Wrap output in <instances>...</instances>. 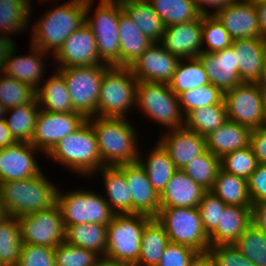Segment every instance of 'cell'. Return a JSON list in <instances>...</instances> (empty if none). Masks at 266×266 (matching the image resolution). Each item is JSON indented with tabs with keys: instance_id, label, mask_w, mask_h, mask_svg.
Returning <instances> with one entry per match:
<instances>
[{
	"instance_id": "obj_1",
	"label": "cell",
	"mask_w": 266,
	"mask_h": 266,
	"mask_svg": "<svg viewBox=\"0 0 266 266\" xmlns=\"http://www.w3.org/2000/svg\"><path fill=\"white\" fill-rule=\"evenodd\" d=\"M98 143L104 166H118L135 163L139 159L138 132L127 118L99 117L87 118Z\"/></svg>"
},
{
	"instance_id": "obj_2",
	"label": "cell",
	"mask_w": 266,
	"mask_h": 266,
	"mask_svg": "<svg viewBox=\"0 0 266 266\" xmlns=\"http://www.w3.org/2000/svg\"><path fill=\"white\" fill-rule=\"evenodd\" d=\"M86 0H68L36 20L32 28L31 43L54 55L66 38L85 24Z\"/></svg>"
},
{
	"instance_id": "obj_3",
	"label": "cell",
	"mask_w": 266,
	"mask_h": 266,
	"mask_svg": "<svg viewBox=\"0 0 266 266\" xmlns=\"http://www.w3.org/2000/svg\"><path fill=\"white\" fill-rule=\"evenodd\" d=\"M42 171L37 176L0 183V196L9 216L26 214L51 208L57 203L58 188Z\"/></svg>"
},
{
	"instance_id": "obj_4",
	"label": "cell",
	"mask_w": 266,
	"mask_h": 266,
	"mask_svg": "<svg viewBox=\"0 0 266 266\" xmlns=\"http://www.w3.org/2000/svg\"><path fill=\"white\" fill-rule=\"evenodd\" d=\"M46 156L85 177L97 175L104 166L95 132L87 120L75 132L61 139Z\"/></svg>"
},
{
	"instance_id": "obj_5",
	"label": "cell",
	"mask_w": 266,
	"mask_h": 266,
	"mask_svg": "<svg viewBox=\"0 0 266 266\" xmlns=\"http://www.w3.org/2000/svg\"><path fill=\"white\" fill-rule=\"evenodd\" d=\"M94 1L86 0L85 23L95 36L99 59L104 64L121 67L118 22L123 8L116 1L99 0L94 16H91Z\"/></svg>"
},
{
	"instance_id": "obj_6",
	"label": "cell",
	"mask_w": 266,
	"mask_h": 266,
	"mask_svg": "<svg viewBox=\"0 0 266 266\" xmlns=\"http://www.w3.org/2000/svg\"><path fill=\"white\" fill-rule=\"evenodd\" d=\"M137 84L129 67L110 66L101 81L96 116L127 118L130 109L136 108Z\"/></svg>"
},
{
	"instance_id": "obj_7",
	"label": "cell",
	"mask_w": 266,
	"mask_h": 266,
	"mask_svg": "<svg viewBox=\"0 0 266 266\" xmlns=\"http://www.w3.org/2000/svg\"><path fill=\"white\" fill-rule=\"evenodd\" d=\"M135 106L147 118L173 130L185 125L178 96L169 83L138 81Z\"/></svg>"
},
{
	"instance_id": "obj_8",
	"label": "cell",
	"mask_w": 266,
	"mask_h": 266,
	"mask_svg": "<svg viewBox=\"0 0 266 266\" xmlns=\"http://www.w3.org/2000/svg\"><path fill=\"white\" fill-rule=\"evenodd\" d=\"M151 219L142 214L114 215L107 225L104 258L135 266L139 259L143 230Z\"/></svg>"
},
{
	"instance_id": "obj_9",
	"label": "cell",
	"mask_w": 266,
	"mask_h": 266,
	"mask_svg": "<svg viewBox=\"0 0 266 266\" xmlns=\"http://www.w3.org/2000/svg\"><path fill=\"white\" fill-rule=\"evenodd\" d=\"M156 219L165 228L169 242L188 246L200 255L210 247L198 207L160 208Z\"/></svg>"
},
{
	"instance_id": "obj_10",
	"label": "cell",
	"mask_w": 266,
	"mask_h": 266,
	"mask_svg": "<svg viewBox=\"0 0 266 266\" xmlns=\"http://www.w3.org/2000/svg\"><path fill=\"white\" fill-rule=\"evenodd\" d=\"M57 204L64 225L97 223L108 225L115 215L103 194L80 189L69 192L57 191Z\"/></svg>"
},
{
	"instance_id": "obj_11",
	"label": "cell",
	"mask_w": 266,
	"mask_h": 266,
	"mask_svg": "<svg viewBox=\"0 0 266 266\" xmlns=\"http://www.w3.org/2000/svg\"><path fill=\"white\" fill-rule=\"evenodd\" d=\"M109 67L110 65H91L55 70L66 82L74 110L86 118L96 116L101 81Z\"/></svg>"
},
{
	"instance_id": "obj_12",
	"label": "cell",
	"mask_w": 266,
	"mask_h": 266,
	"mask_svg": "<svg viewBox=\"0 0 266 266\" xmlns=\"http://www.w3.org/2000/svg\"><path fill=\"white\" fill-rule=\"evenodd\" d=\"M17 219L23 244L56 248L64 242L65 227L57 203L49 209L26 214Z\"/></svg>"
},
{
	"instance_id": "obj_13",
	"label": "cell",
	"mask_w": 266,
	"mask_h": 266,
	"mask_svg": "<svg viewBox=\"0 0 266 266\" xmlns=\"http://www.w3.org/2000/svg\"><path fill=\"white\" fill-rule=\"evenodd\" d=\"M265 94L257 82L243 81L224 93L228 120L237 122L251 130L261 127Z\"/></svg>"
},
{
	"instance_id": "obj_14",
	"label": "cell",
	"mask_w": 266,
	"mask_h": 266,
	"mask_svg": "<svg viewBox=\"0 0 266 266\" xmlns=\"http://www.w3.org/2000/svg\"><path fill=\"white\" fill-rule=\"evenodd\" d=\"M87 118L79 112H48L40 109L31 144L44 156L64 137L80 128Z\"/></svg>"
},
{
	"instance_id": "obj_15",
	"label": "cell",
	"mask_w": 266,
	"mask_h": 266,
	"mask_svg": "<svg viewBox=\"0 0 266 266\" xmlns=\"http://www.w3.org/2000/svg\"><path fill=\"white\" fill-rule=\"evenodd\" d=\"M53 56L56 68L107 65L99 59L95 36L86 23L71 33Z\"/></svg>"
},
{
	"instance_id": "obj_16",
	"label": "cell",
	"mask_w": 266,
	"mask_h": 266,
	"mask_svg": "<svg viewBox=\"0 0 266 266\" xmlns=\"http://www.w3.org/2000/svg\"><path fill=\"white\" fill-rule=\"evenodd\" d=\"M180 60L154 42L129 68L138 81L169 83Z\"/></svg>"
},
{
	"instance_id": "obj_17",
	"label": "cell",
	"mask_w": 266,
	"mask_h": 266,
	"mask_svg": "<svg viewBox=\"0 0 266 266\" xmlns=\"http://www.w3.org/2000/svg\"><path fill=\"white\" fill-rule=\"evenodd\" d=\"M35 146L27 142H16L0 149V183L22 180L37 176L42 172L36 162ZM35 154V156H34Z\"/></svg>"
},
{
	"instance_id": "obj_18",
	"label": "cell",
	"mask_w": 266,
	"mask_h": 266,
	"mask_svg": "<svg viewBox=\"0 0 266 266\" xmlns=\"http://www.w3.org/2000/svg\"><path fill=\"white\" fill-rule=\"evenodd\" d=\"M117 167L125 174L132 194V214L156 218L160 211V196L154 190L144 168L138 161Z\"/></svg>"
},
{
	"instance_id": "obj_19",
	"label": "cell",
	"mask_w": 266,
	"mask_h": 266,
	"mask_svg": "<svg viewBox=\"0 0 266 266\" xmlns=\"http://www.w3.org/2000/svg\"><path fill=\"white\" fill-rule=\"evenodd\" d=\"M159 43L180 59L198 57L202 53V15L189 22L165 27Z\"/></svg>"
},
{
	"instance_id": "obj_20",
	"label": "cell",
	"mask_w": 266,
	"mask_h": 266,
	"mask_svg": "<svg viewBox=\"0 0 266 266\" xmlns=\"http://www.w3.org/2000/svg\"><path fill=\"white\" fill-rule=\"evenodd\" d=\"M158 142L168 152L175 167L180 170L207 150L205 137L185 126L165 131Z\"/></svg>"
},
{
	"instance_id": "obj_21",
	"label": "cell",
	"mask_w": 266,
	"mask_h": 266,
	"mask_svg": "<svg viewBox=\"0 0 266 266\" xmlns=\"http://www.w3.org/2000/svg\"><path fill=\"white\" fill-rule=\"evenodd\" d=\"M215 16L233 40L260 37L256 6L250 0H237L219 10Z\"/></svg>"
},
{
	"instance_id": "obj_22",
	"label": "cell",
	"mask_w": 266,
	"mask_h": 266,
	"mask_svg": "<svg viewBox=\"0 0 266 266\" xmlns=\"http://www.w3.org/2000/svg\"><path fill=\"white\" fill-rule=\"evenodd\" d=\"M16 45L12 47L8 54L3 73L37 90L40 83L42 84L44 81V76H46L44 75L45 58L48 55L51 56V54L30 44V54L18 56L15 54L18 48Z\"/></svg>"
},
{
	"instance_id": "obj_23",
	"label": "cell",
	"mask_w": 266,
	"mask_h": 266,
	"mask_svg": "<svg viewBox=\"0 0 266 266\" xmlns=\"http://www.w3.org/2000/svg\"><path fill=\"white\" fill-rule=\"evenodd\" d=\"M198 58L205 68L209 82L223 93L243 82L233 46L213 53H201Z\"/></svg>"
},
{
	"instance_id": "obj_24",
	"label": "cell",
	"mask_w": 266,
	"mask_h": 266,
	"mask_svg": "<svg viewBox=\"0 0 266 266\" xmlns=\"http://www.w3.org/2000/svg\"><path fill=\"white\" fill-rule=\"evenodd\" d=\"M242 81L256 82L266 62V39L261 37L235 39L232 42Z\"/></svg>"
},
{
	"instance_id": "obj_25",
	"label": "cell",
	"mask_w": 266,
	"mask_h": 266,
	"mask_svg": "<svg viewBox=\"0 0 266 266\" xmlns=\"http://www.w3.org/2000/svg\"><path fill=\"white\" fill-rule=\"evenodd\" d=\"M206 192L183 170L178 169L160 195V208L198 207Z\"/></svg>"
},
{
	"instance_id": "obj_26",
	"label": "cell",
	"mask_w": 266,
	"mask_h": 266,
	"mask_svg": "<svg viewBox=\"0 0 266 266\" xmlns=\"http://www.w3.org/2000/svg\"><path fill=\"white\" fill-rule=\"evenodd\" d=\"M251 129L227 120L222 126L205 136L206 148L216 157L250 146Z\"/></svg>"
},
{
	"instance_id": "obj_27",
	"label": "cell",
	"mask_w": 266,
	"mask_h": 266,
	"mask_svg": "<svg viewBox=\"0 0 266 266\" xmlns=\"http://www.w3.org/2000/svg\"><path fill=\"white\" fill-rule=\"evenodd\" d=\"M251 223V207L227 205L217 227L209 234L210 246L234 244Z\"/></svg>"
},
{
	"instance_id": "obj_28",
	"label": "cell",
	"mask_w": 266,
	"mask_h": 266,
	"mask_svg": "<svg viewBox=\"0 0 266 266\" xmlns=\"http://www.w3.org/2000/svg\"><path fill=\"white\" fill-rule=\"evenodd\" d=\"M97 172L104 179V199L112 212L115 215L132 214V194L125 174L117 166H103Z\"/></svg>"
},
{
	"instance_id": "obj_29",
	"label": "cell",
	"mask_w": 266,
	"mask_h": 266,
	"mask_svg": "<svg viewBox=\"0 0 266 266\" xmlns=\"http://www.w3.org/2000/svg\"><path fill=\"white\" fill-rule=\"evenodd\" d=\"M121 67H130L154 42L145 36L123 10L119 16Z\"/></svg>"
},
{
	"instance_id": "obj_30",
	"label": "cell",
	"mask_w": 266,
	"mask_h": 266,
	"mask_svg": "<svg viewBox=\"0 0 266 266\" xmlns=\"http://www.w3.org/2000/svg\"><path fill=\"white\" fill-rule=\"evenodd\" d=\"M151 149L147 154L148 158L145 157V161L144 156L139 152L141 156H139L138 162L146 171L150 183L160 196L178 169L173 164L168 152L158 141Z\"/></svg>"
},
{
	"instance_id": "obj_31",
	"label": "cell",
	"mask_w": 266,
	"mask_h": 266,
	"mask_svg": "<svg viewBox=\"0 0 266 266\" xmlns=\"http://www.w3.org/2000/svg\"><path fill=\"white\" fill-rule=\"evenodd\" d=\"M48 78L36 90L40 109L58 113L76 112L64 78L57 71Z\"/></svg>"
},
{
	"instance_id": "obj_32",
	"label": "cell",
	"mask_w": 266,
	"mask_h": 266,
	"mask_svg": "<svg viewBox=\"0 0 266 266\" xmlns=\"http://www.w3.org/2000/svg\"><path fill=\"white\" fill-rule=\"evenodd\" d=\"M120 4L145 36L153 42H160L165 25L148 0H126Z\"/></svg>"
},
{
	"instance_id": "obj_33",
	"label": "cell",
	"mask_w": 266,
	"mask_h": 266,
	"mask_svg": "<svg viewBox=\"0 0 266 266\" xmlns=\"http://www.w3.org/2000/svg\"><path fill=\"white\" fill-rule=\"evenodd\" d=\"M65 239L69 245H75L105 257L107 245V225L97 223L64 225Z\"/></svg>"
},
{
	"instance_id": "obj_34",
	"label": "cell",
	"mask_w": 266,
	"mask_h": 266,
	"mask_svg": "<svg viewBox=\"0 0 266 266\" xmlns=\"http://www.w3.org/2000/svg\"><path fill=\"white\" fill-rule=\"evenodd\" d=\"M168 243L165 228L156 218H152L143 230L139 259L135 266H157Z\"/></svg>"
},
{
	"instance_id": "obj_35",
	"label": "cell",
	"mask_w": 266,
	"mask_h": 266,
	"mask_svg": "<svg viewBox=\"0 0 266 266\" xmlns=\"http://www.w3.org/2000/svg\"><path fill=\"white\" fill-rule=\"evenodd\" d=\"M210 192L219 197L226 205L252 207L247 180L227 173L221 168Z\"/></svg>"
},
{
	"instance_id": "obj_36",
	"label": "cell",
	"mask_w": 266,
	"mask_h": 266,
	"mask_svg": "<svg viewBox=\"0 0 266 266\" xmlns=\"http://www.w3.org/2000/svg\"><path fill=\"white\" fill-rule=\"evenodd\" d=\"M39 110L36 98L29 104L6 110L5 121L16 142L31 143Z\"/></svg>"
},
{
	"instance_id": "obj_37",
	"label": "cell",
	"mask_w": 266,
	"mask_h": 266,
	"mask_svg": "<svg viewBox=\"0 0 266 266\" xmlns=\"http://www.w3.org/2000/svg\"><path fill=\"white\" fill-rule=\"evenodd\" d=\"M32 0H0V34L26 32L31 22Z\"/></svg>"
},
{
	"instance_id": "obj_38",
	"label": "cell",
	"mask_w": 266,
	"mask_h": 266,
	"mask_svg": "<svg viewBox=\"0 0 266 266\" xmlns=\"http://www.w3.org/2000/svg\"><path fill=\"white\" fill-rule=\"evenodd\" d=\"M186 62V63H185ZM210 83L205 68L198 57L181 59L169 82L170 89L178 96L180 93Z\"/></svg>"
},
{
	"instance_id": "obj_39",
	"label": "cell",
	"mask_w": 266,
	"mask_h": 266,
	"mask_svg": "<svg viewBox=\"0 0 266 266\" xmlns=\"http://www.w3.org/2000/svg\"><path fill=\"white\" fill-rule=\"evenodd\" d=\"M228 120L224 101L221 104L197 108L185 117V127L206 136Z\"/></svg>"
},
{
	"instance_id": "obj_40",
	"label": "cell",
	"mask_w": 266,
	"mask_h": 266,
	"mask_svg": "<svg viewBox=\"0 0 266 266\" xmlns=\"http://www.w3.org/2000/svg\"><path fill=\"white\" fill-rule=\"evenodd\" d=\"M165 27L189 22L201 14L194 0H148Z\"/></svg>"
},
{
	"instance_id": "obj_41",
	"label": "cell",
	"mask_w": 266,
	"mask_h": 266,
	"mask_svg": "<svg viewBox=\"0 0 266 266\" xmlns=\"http://www.w3.org/2000/svg\"><path fill=\"white\" fill-rule=\"evenodd\" d=\"M22 245L19 221L9 216L0 223V261L5 266H16Z\"/></svg>"
},
{
	"instance_id": "obj_42",
	"label": "cell",
	"mask_w": 266,
	"mask_h": 266,
	"mask_svg": "<svg viewBox=\"0 0 266 266\" xmlns=\"http://www.w3.org/2000/svg\"><path fill=\"white\" fill-rule=\"evenodd\" d=\"M220 168V158L206 150L204 153L193 158L182 170L194 182L210 191Z\"/></svg>"
},
{
	"instance_id": "obj_43",
	"label": "cell",
	"mask_w": 266,
	"mask_h": 266,
	"mask_svg": "<svg viewBox=\"0 0 266 266\" xmlns=\"http://www.w3.org/2000/svg\"><path fill=\"white\" fill-rule=\"evenodd\" d=\"M178 99L181 111L186 117L197 108L221 104L224 101V93L212 83H208L180 93Z\"/></svg>"
},
{
	"instance_id": "obj_44",
	"label": "cell",
	"mask_w": 266,
	"mask_h": 266,
	"mask_svg": "<svg viewBox=\"0 0 266 266\" xmlns=\"http://www.w3.org/2000/svg\"><path fill=\"white\" fill-rule=\"evenodd\" d=\"M234 245L255 266H266V235L251 223Z\"/></svg>"
},
{
	"instance_id": "obj_45",
	"label": "cell",
	"mask_w": 266,
	"mask_h": 266,
	"mask_svg": "<svg viewBox=\"0 0 266 266\" xmlns=\"http://www.w3.org/2000/svg\"><path fill=\"white\" fill-rule=\"evenodd\" d=\"M36 98V90L30 85L2 73L0 77V103L6 110L29 104Z\"/></svg>"
},
{
	"instance_id": "obj_46",
	"label": "cell",
	"mask_w": 266,
	"mask_h": 266,
	"mask_svg": "<svg viewBox=\"0 0 266 266\" xmlns=\"http://www.w3.org/2000/svg\"><path fill=\"white\" fill-rule=\"evenodd\" d=\"M232 42L230 34L215 15H202V53L223 50L232 46Z\"/></svg>"
},
{
	"instance_id": "obj_47",
	"label": "cell",
	"mask_w": 266,
	"mask_h": 266,
	"mask_svg": "<svg viewBox=\"0 0 266 266\" xmlns=\"http://www.w3.org/2000/svg\"><path fill=\"white\" fill-rule=\"evenodd\" d=\"M259 162L251 146L235 150L220 158L221 169L227 173L248 180L256 170Z\"/></svg>"
},
{
	"instance_id": "obj_48",
	"label": "cell",
	"mask_w": 266,
	"mask_h": 266,
	"mask_svg": "<svg viewBox=\"0 0 266 266\" xmlns=\"http://www.w3.org/2000/svg\"><path fill=\"white\" fill-rule=\"evenodd\" d=\"M55 266H96L101 257L93 251L65 241L54 248Z\"/></svg>"
},
{
	"instance_id": "obj_49",
	"label": "cell",
	"mask_w": 266,
	"mask_h": 266,
	"mask_svg": "<svg viewBox=\"0 0 266 266\" xmlns=\"http://www.w3.org/2000/svg\"><path fill=\"white\" fill-rule=\"evenodd\" d=\"M206 255L213 266H255L234 244L210 246Z\"/></svg>"
},
{
	"instance_id": "obj_50",
	"label": "cell",
	"mask_w": 266,
	"mask_h": 266,
	"mask_svg": "<svg viewBox=\"0 0 266 266\" xmlns=\"http://www.w3.org/2000/svg\"><path fill=\"white\" fill-rule=\"evenodd\" d=\"M227 205L212 192L207 191L200 203L198 209L206 233L209 235L220 222L221 212Z\"/></svg>"
},
{
	"instance_id": "obj_51",
	"label": "cell",
	"mask_w": 266,
	"mask_h": 266,
	"mask_svg": "<svg viewBox=\"0 0 266 266\" xmlns=\"http://www.w3.org/2000/svg\"><path fill=\"white\" fill-rule=\"evenodd\" d=\"M16 266H55L54 248L23 244Z\"/></svg>"
},
{
	"instance_id": "obj_52",
	"label": "cell",
	"mask_w": 266,
	"mask_h": 266,
	"mask_svg": "<svg viewBox=\"0 0 266 266\" xmlns=\"http://www.w3.org/2000/svg\"><path fill=\"white\" fill-rule=\"evenodd\" d=\"M200 254L194 249L169 242L157 266H192Z\"/></svg>"
},
{
	"instance_id": "obj_53",
	"label": "cell",
	"mask_w": 266,
	"mask_h": 266,
	"mask_svg": "<svg viewBox=\"0 0 266 266\" xmlns=\"http://www.w3.org/2000/svg\"><path fill=\"white\" fill-rule=\"evenodd\" d=\"M248 194L252 204L266 202V164H258L247 180Z\"/></svg>"
},
{
	"instance_id": "obj_54",
	"label": "cell",
	"mask_w": 266,
	"mask_h": 266,
	"mask_svg": "<svg viewBox=\"0 0 266 266\" xmlns=\"http://www.w3.org/2000/svg\"><path fill=\"white\" fill-rule=\"evenodd\" d=\"M250 146L260 164H266V128L251 131Z\"/></svg>"
},
{
	"instance_id": "obj_55",
	"label": "cell",
	"mask_w": 266,
	"mask_h": 266,
	"mask_svg": "<svg viewBox=\"0 0 266 266\" xmlns=\"http://www.w3.org/2000/svg\"><path fill=\"white\" fill-rule=\"evenodd\" d=\"M195 5L201 15H215L219 10L225 8L229 4L236 2L237 0H194ZM207 8H214V12H211Z\"/></svg>"
},
{
	"instance_id": "obj_56",
	"label": "cell",
	"mask_w": 266,
	"mask_h": 266,
	"mask_svg": "<svg viewBox=\"0 0 266 266\" xmlns=\"http://www.w3.org/2000/svg\"><path fill=\"white\" fill-rule=\"evenodd\" d=\"M252 223L266 235V202L252 204Z\"/></svg>"
},
{
	"instance_id": "obj_57",
	"label": "cell",
	"mask_w": 266,
	"mask_h": 266,
	"mask_svg": "<svg viewBox=\"0 0 266 266\" xmlns=\"http://www.w3.org/2000/svg\"><path fill=\"white\" fill-rule=\"evenodd\" d=\"M15 44L16 42L15 40L12 39V37L10 38V36L0 34V69L1 70L4 69L8 54Z\"/></svg>"
},
{
	"instance_id": "obj_58",
	"label": "cell",
	"mask_w": 266,
	"mask_h": 266,
	"mask_svg": "<svg viewBox=\"0 0 266 266\" xmlns=\"http://www.w3.org/2000/svg\"><path fill=\"white\" fill-rule=\"evenodd\" d=\"M16 141L12 137L5 119H0V149L12 146Z\"/></svg>"
},
{
	"instance_id": "obj_59",
	"label": "cell",
	"mask_w": 266,
	"mask_h": 266,
	"mask_svg": "<svg viewBox=\"0 0 266 266\" xmlns=\"http://www.w3.org/2000/svg\"><path fill=\"white\" fill-rule=\"evenodd\" d=\"M260 28V37L266 39V2L255 3Z\"/></svg>"
},
{
	"instance_id": "obj_60",
	"label": "cell",
	"mask_w": 266,
	"mask_h": 266,
	"mask_svg": "<svg viewBox=\"0 0 266 266\" xmlns=\"http://www.w3.org/2000/svg\"><path fill=\"white\" fill-rule=\"evenodd\" d=\"M96 266H132L130 264H127V263H121V262H118V261H112V260H109V259H106V258H101Z\"/></svg>"
},
{
	"instance_id": "obj_61",
	"label": "cell",
	"mask_w": 266,
	"mask_h": 266,
	"mask_svg": "<svg viewBox=\"0 0 266 266\" xmlns=\"http://www.w3.org/2000/svg\"><path fill=\"white\" fill-rule=\"evenodd\" d=\"M256 82L259 88L262 90V92L266 96V62H265L264 68L262 69L261 76Z\"/></svg>"
},
{
	"instance_id": "obj_62",
	"label": "cell",
	"mask_w": 266,
	"mask_h": 266,
	"mask_svg": "<svg viewBox=\"0 0 266 266\" xmlns=\"http://www.w3.org/2000/svg\"><path fill=\"white\" fill-rule=\"evenodd\" d=\"M192 266H213V264L207 255H200Z\"/></svg>"
},
{
	"instance_id": "obj_63",
	"label": "cell",
	"mask_w": 266,
	"mask_h": 266,
	"mask_svg": "<svg viewBox=\"0 0 266 266\" xmlns=\"http://www.w3.org/2000/svg\"><path fill=\"white\" fill-rule=\"evenodd\" d=\"M9 217L8 212L6 211L5 205L3 204L0 196V223Z\"/></svg>"
},
{
	"instance_id": "obj_64",
	"label": "cell",
	"mask_w": 266,
	"mask_h": 266,
	"mask_svg": "<svg viewBox=\"0 0 266 266\" xmlns=\"http://www.w3.org/2000/svg\"><path fill=\"white\" fill-rule=\"evenodd\" d=\"M261 127L266 128V96L264 98V103L262 108Z\"/></svg>"
},
{
	"instance_id": "obj_65",
	"label": "cell",
	"mask_w": 266,
	"mask_h": 266,
	"mask_svg": "<svg viewBox=\"0 0 266 266\" xmlns=\"http://www.w3.org/2000/svg\"><path fill=\"white\" fill-rule=\"evenodd\" d=\"M6 109L5 107L0 103V119H5Z\"/></svg>"
},
{
	"instance_id": "obj_66",
	"label": "cell",
	"mask_w": 266,
	"mask_h": 266,
	"mask_svg": "<svg viewBox=\"0 0 266 266\" xmlns=\"http://www.w3.org/2000/svg\"><path fill=\"white\" fill-rule=\"evenodd\" d=\"M254 3H263V2H266V0H250Z\"/></svg>"
},
{
	"instance_id": "obj_67",
	"label": "cell",
	"mask_w": 266,
	"mask_h": 266,
	"mask_svg": "<svg viewBox=\"0 0 266 266\" xmlns=\"http://www.w3.org/2000/svg\"><path fill=\"white\" fill-rule=\"evenodd\" d=\"M110 1H116L118 3H121V2L126 1V0H110Z\"/></svg>"
},
{
	"instance_id": "obj_68",
	"label": "cell",
	"mask_w": 266,
	"mask_h": 266,
	"mask_svg": "<svg viewBox=\"0 0 266 266\" xmlns=\"http://www.w3.org/2000/svg\"><path fill=\"white\" fill-rule=\"evenodd\" d=\"M38 1H39V2H41V1H42V2H45V1H49V0H41V1H40V0H38ZM55 1H56V3H57V0H55Z\"/></svg>"
},
{
	"instance_id": "obj_69",
	"label": "cell",
	"mask_w": 266,
	"mask_h": 266,
	"mask_svg": "<svg viewBox=\"0 0 266 266\" xmlns=\"http://www.w3.org/2000/svg\"><path fill=\"white\" fill-rule=\"evenodd\" d=\"M2 73H3V70L0 69V77H1Z\"/></svg>"
}]
</instances>
